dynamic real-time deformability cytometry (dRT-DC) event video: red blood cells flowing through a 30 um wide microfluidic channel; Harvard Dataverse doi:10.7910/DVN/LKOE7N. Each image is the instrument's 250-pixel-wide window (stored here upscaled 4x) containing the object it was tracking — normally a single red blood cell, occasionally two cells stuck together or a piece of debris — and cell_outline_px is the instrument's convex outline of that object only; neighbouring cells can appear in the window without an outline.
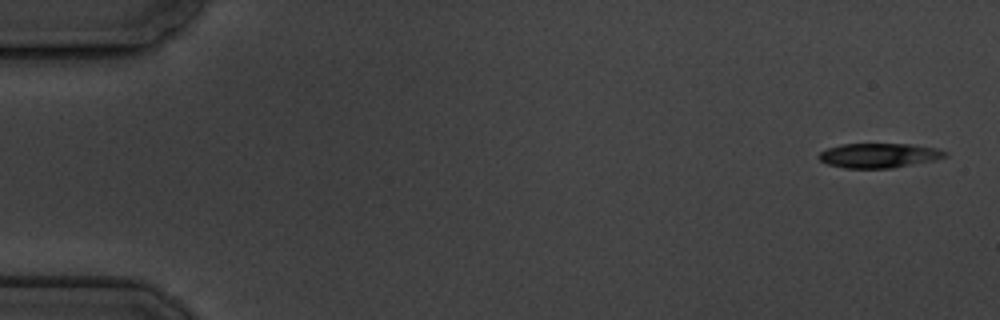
{"species": "common noctule bat (a hibernating species)", "species_latin": "Nyctalus noctula", "temperature_condition": "cold", "stored_images_in_passage": 9, "camera_frame_rate_fps": 3000, "um_per_image_px": 0.085, "animal": {"sex": "male", "body_mass_g": 19.5, "forearm_length_mm": 54.6}, "frame": {"image": 1, "passage_image": 1, "time_ms": 0.0, "image_size_px": [1000, 320], "cell_outline_px": [[948, 156], [936, 160], [892, 168], [844, 168], [828, 164], [820, 160], [816, 156], [820, 152], [828, 148], [840, 144], [912, 144], [936, 148], [948, 152]], "centroid_in_image_um": [74.73, 13.21], "position_along_channel_um": 10.3, "area_um2": 18.21}}
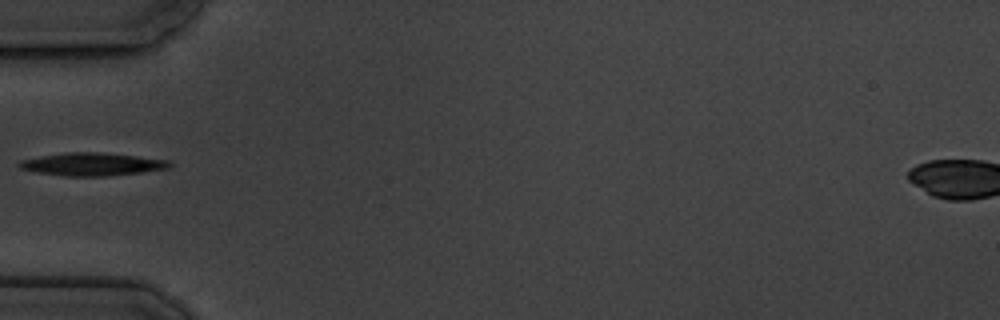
{"frame": {"image": 2, "passage_image": 6, "time_ms": 5.667, "image_size_px": [1000, 320], "cell_outline_px": [[172, 164], [168, 168], [140, 172], [108, 176], [64, 176], [40, 172], [20, 168], [16, 164], [20, 160], [40, 156], [68, 152], [100, 152], [172, 160]], "centroid_in_image_um": [7.84, 13.95], "position_along_channel_um": 77.2, "area_um2": 19.94}}
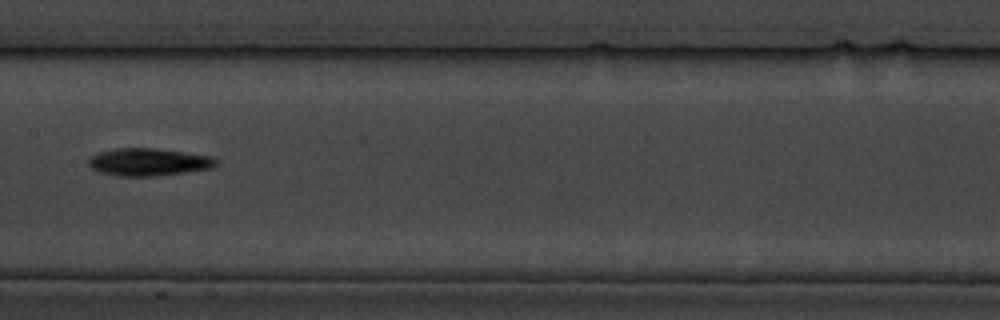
{"frame": {"image": 3, "passage_image": 9, "time_ms": 9.0, "image_size_px": [1000, 320], "cell_outline_px": [[220, 164], [212, 168], [156, 176], [116, 176], [100, 172], [92, 168], [88, 164], [88, 160], [92, 156], [100, 152], [116, 148], [152, 148], [184, 152], [212, 156]], "centroid_in_image_um": [12.64, 13.77], "position_along_channel_um": 194.8, "area_um2": 20.4}}